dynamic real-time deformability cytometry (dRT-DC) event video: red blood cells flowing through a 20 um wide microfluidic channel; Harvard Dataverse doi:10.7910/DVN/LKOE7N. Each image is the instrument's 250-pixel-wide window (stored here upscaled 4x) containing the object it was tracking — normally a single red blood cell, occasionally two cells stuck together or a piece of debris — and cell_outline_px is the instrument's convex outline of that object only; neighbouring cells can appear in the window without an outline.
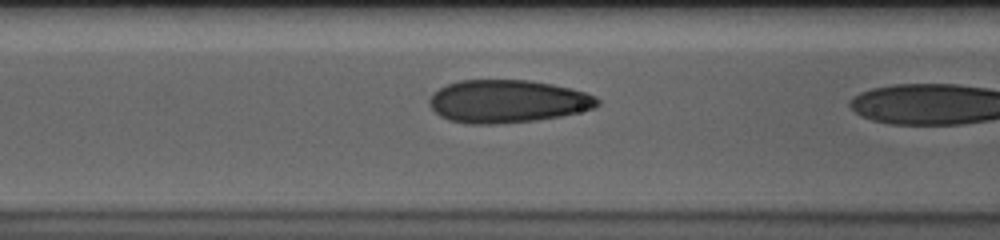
{"species": "human", "species_latin": "Homo sapiens", "temperature_condition": "cold", "stored_images_in_passage": 20, "camera_frame_rate_fps": 3000, "um_per_image_px": 0.085, "donor": {"sex": "male"}, "frame": {"image": 1, "passage_image": 19, "time_ms": 6.0, "image_size_px": [1000, 240], "cell_outline_px": [[600, 104], [596, 108], [560, 116], [536, 120], [496, 124], [468, 124], [448, 120], [440, 116], [428, 104], [428, 100], [432, 92], [448, 84], [460, 80], [528, 80], [552, 84], [572, 88], [596, 96], [600, 100]], "centroid_in_image_um": [43.13, 8.61], "position_along_channel_um": 123.5, "area_um2": 42.19}}